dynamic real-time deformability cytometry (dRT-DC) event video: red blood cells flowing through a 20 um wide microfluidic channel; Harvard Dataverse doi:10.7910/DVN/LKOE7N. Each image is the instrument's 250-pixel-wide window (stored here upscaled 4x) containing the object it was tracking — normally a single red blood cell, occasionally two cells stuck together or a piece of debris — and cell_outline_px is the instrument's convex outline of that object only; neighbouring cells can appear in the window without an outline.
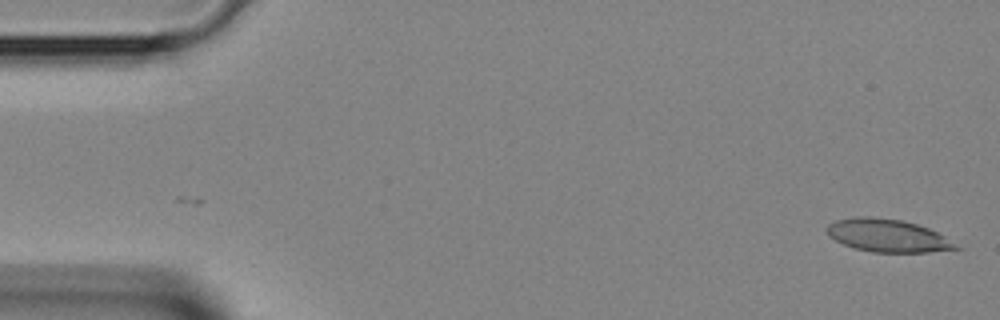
{"species": "Egyptian fruit bat (a non-hibernating species)", "species_latin": "Rousettus aegyptiacus", "temperature_condition": "room temperature", "stored_images_in_passage": 2, "camera_frame_rate_fps": 3000, "um_per_image_px": 0.085, "animal": {"sex": "female"}, "frame": {"image": 1, "passage_image": 2, "time_ms": 0.333, "image_size_px": [1000, 320], "cell_outline_px": [[964, 248], [928, 252], [872, 252], [856, 248], [844, 244], [828, 236], [824, 228], [828, 224], [836, 220], [860, 216], [868, 216], [904, 220], [928, 228], [944, 236]], "centroid_in_image_um": [75.44, 20.02], "position_along_channel_um": 9.6, "area_um2": 24.68}}